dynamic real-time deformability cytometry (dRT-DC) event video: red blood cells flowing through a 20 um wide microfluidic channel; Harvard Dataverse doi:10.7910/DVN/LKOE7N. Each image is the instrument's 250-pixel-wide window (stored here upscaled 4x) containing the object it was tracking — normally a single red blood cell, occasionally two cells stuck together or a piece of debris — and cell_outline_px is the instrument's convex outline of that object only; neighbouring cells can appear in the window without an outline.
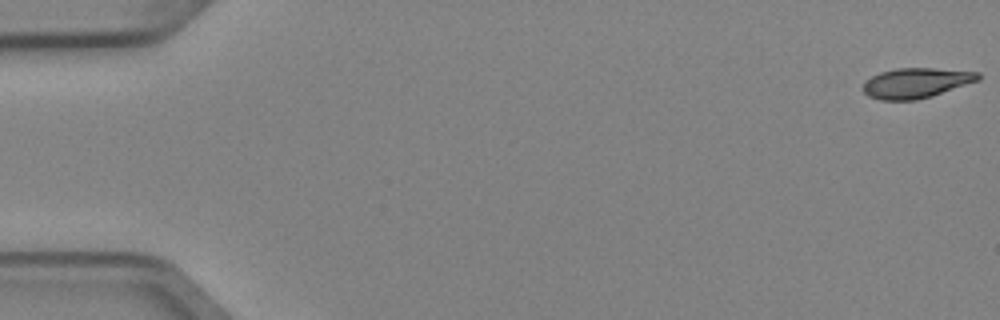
{"species": "Egyptian fruit bat (a non-hibernating species)", "species_latin": "Rousettus aegyptiacus", "temperature_condition": "cold", "stored_images_in_passage": 5, "camera_frame_rate_fps": 3000, "um_per_image_px": 0.085, "animal": {"sex": "female"}, "frame": {"image": 1, "passage_image": 1, "time_ms": 0.0, "image_size_px": [1000, 320], "cell_outline_px": [[980, 80], [932, 96], [916, 100], [880, 100], [868, 96], [860, 88], [864, 80], [880, 72], [896, 68], [932, 68], [980, 72]], "centroid_in_image_um": [77.83, 7.05], "position_along_channel_um": 7.2, "area_um2": 20.4}}
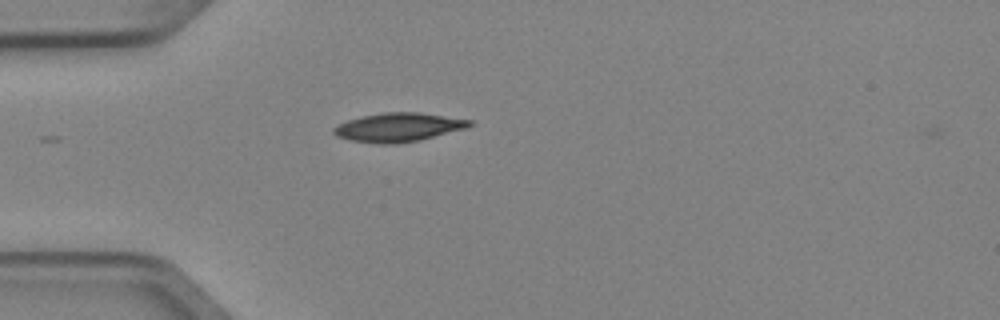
{"frame": {"image": 2, "passage_image": 5, "time_ms": 1.333, "image_size_px": [1000, 320], "cell_outline_px": [[472, 124], [464, 128], [420, 140], [396, 144], [380, 144], [348, 140], [336, 136], [332, 132], [332, 128], [348, 120], [360, 116], [384, 112], [420, 112], [472, 120]], "centroid_in_image_um": [33.81, 10.82], "position_along_channel_um": 51.2, "area_um2": 22.77}}